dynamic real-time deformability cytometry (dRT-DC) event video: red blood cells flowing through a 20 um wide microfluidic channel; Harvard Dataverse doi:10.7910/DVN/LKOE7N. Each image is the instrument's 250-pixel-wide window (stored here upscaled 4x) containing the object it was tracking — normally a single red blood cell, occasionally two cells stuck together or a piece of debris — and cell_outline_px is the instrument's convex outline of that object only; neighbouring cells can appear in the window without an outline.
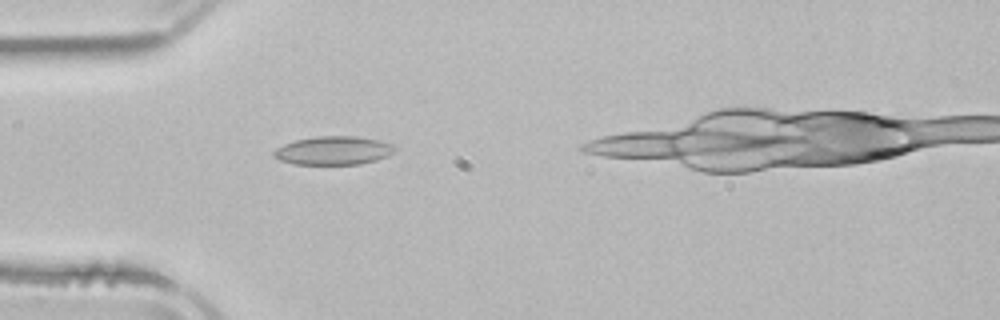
{"species": "common noctule bat (a hibernating species)", "species_latin": "Nyctalus noctula", "temperature_condition": "room temperature", "stored_images_in_passage": 2, "camera_frame_rate_fps": 3000, "um_per_image_px": 0.085, "animal": {"sex": "male", "body_mass_g": 21.5, "forearm_length_mm": 52.0}, "frame": {"image": 1, "passage_image": 1, "time_ms": 0.0, "image_size_px": [1000, 320], "cell_outline_px": [[396, 148], [388, 156], [376, 160], [360, 164], [292, 164], [280, 160], [272, 156], [272, 152], [276, 148], [284, 144], [296, 140], [316, 136], [356, 136], [376, 140], [392, 144]], "centroid_in_image_um": [28.3, 12.8], "position_along_channel_um": 56.7, "area_um2": 20.06}}